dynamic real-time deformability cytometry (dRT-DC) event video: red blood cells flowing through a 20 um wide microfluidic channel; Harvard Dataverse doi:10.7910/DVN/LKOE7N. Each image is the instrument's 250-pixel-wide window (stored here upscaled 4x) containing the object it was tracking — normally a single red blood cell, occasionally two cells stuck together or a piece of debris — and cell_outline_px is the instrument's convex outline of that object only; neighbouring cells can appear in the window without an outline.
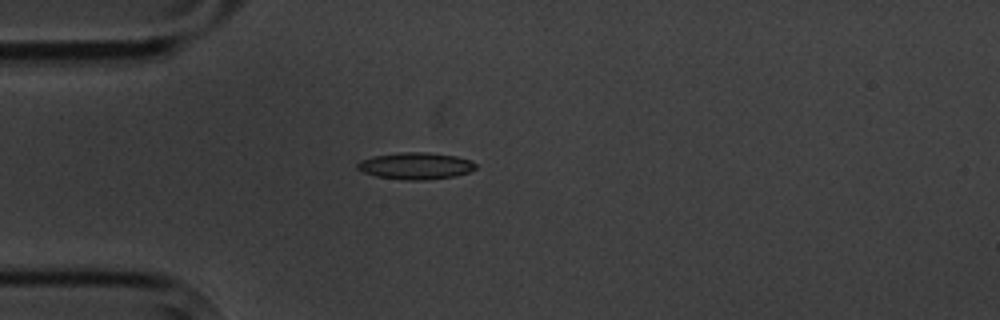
{"species": "common noctule bat (a hibernating species)", "species_latin": "Nyctalus noctula", "temperature_condition": "cold", "stored_images_in_passage": 2, "camera_frame_rate_fps": 3000, "um_per_image_px": 0.085, "animal": {"sex": "male", "body_mass_g": 20.1, "forearm_length_mm": 53.5}, "frame": {"image": 1, "passage_image": 1, "time_ms": 0.0, "image_size_px": [1000, 320], "cell_outline_px": [[476, 168], [468, 172], [456, 176], [424, 180], [408, 180], [376, 176], [364, 172], [356, 168], [356, 164], [360, 160], [372, 156], [400, 152], [428, 152], [456, 156], [468, 160], [476, 164]], "centroid_in_image_um": [35.3, 14.09], "position_along_channel_um": 49.7, "area_um2": 18.44}}